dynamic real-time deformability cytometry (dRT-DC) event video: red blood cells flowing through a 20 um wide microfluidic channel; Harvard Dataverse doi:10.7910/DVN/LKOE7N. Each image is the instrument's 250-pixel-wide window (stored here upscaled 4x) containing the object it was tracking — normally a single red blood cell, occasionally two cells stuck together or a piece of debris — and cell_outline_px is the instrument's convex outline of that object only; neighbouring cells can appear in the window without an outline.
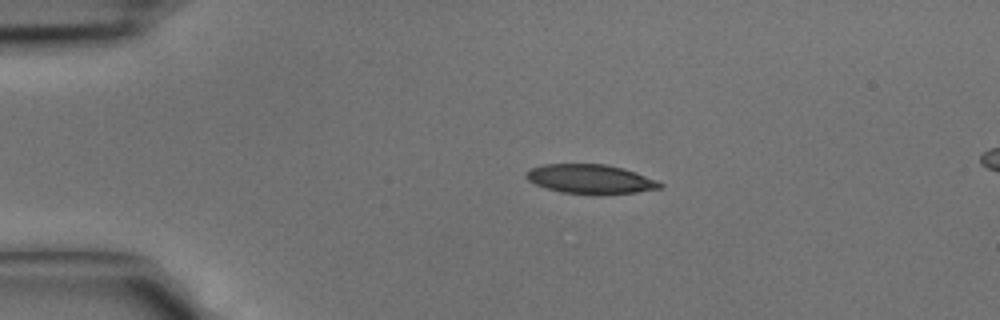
{"species": "common noctule bat (a hibernating species)", "species_latin": "Nyctalus noctula", "temperature_condition": "cold", "stored_images_in_passage": 34, "camera_frame_rate_fps": 3000, "um_per_image_px": 0.085, "animal": {"sex": "male", "body_mass_g": 15.6}, "frame": {"image": 1, "passage_image": 1, "time_ms": 0.0, "image_size_px": [1000, 320], "cell_outline_px": [[664, 184], [660, 188], [636, 192], [596, 196], [560, 192], [536, 184], [528, 180], [524, 176], [532, 168], [544, 164], [604, 164], [624, 168], [636, 172], [656, 180]], "centroid_in_image_um": [50.21, 15.24], "position_along_channel_um": 34.8, "area_um2": 23.0}}
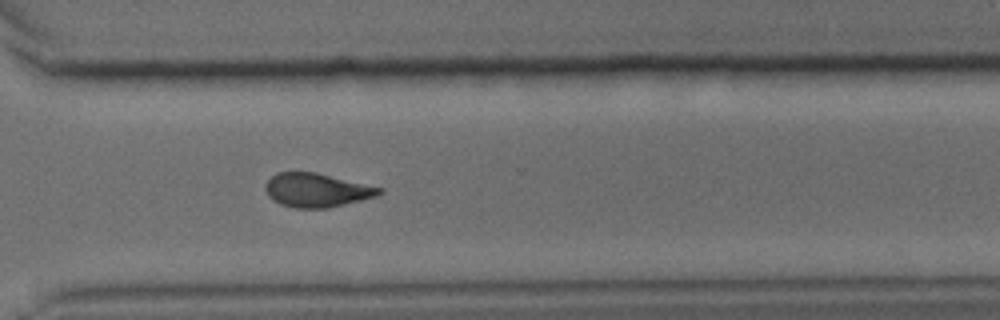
{"frame": {"image": 2, "passage_image": 23, "time_ms": 7.333, "image_size_px": [1000, 320], "cell_outline_px": [[384, 192], [376, 196], [328, 208], [296, 208], [280, 204], [272, 200], [268, 196], [264, 188], [264, 184], [276, 172], [316, 172], [384, 188]], "centroid_in_image_um": [26.9, 16.16], "position_along_channel_um": 343.7, "area_um2": 22.54}}
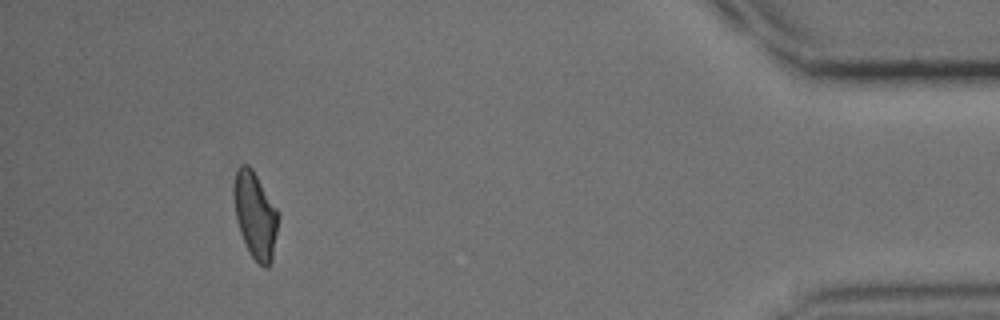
{"frame": {"image": 3, "passage_image": 31, "time_ms": 10.0, "image_size_px": [1000, 320], "cell_outline_px": [[280, 216], [272, 260], [268, 268], [264, 268], [248, 252], [240, 232], [236, 220], [232, 192], [232, 188], [236, 168], [240, 164], [248, 164], [252, 168], [280, 212]], "centroid_in_image_um": [21.69, 18.26], "position_along_channel_um": 413.5, "area_um2": 23.0}}